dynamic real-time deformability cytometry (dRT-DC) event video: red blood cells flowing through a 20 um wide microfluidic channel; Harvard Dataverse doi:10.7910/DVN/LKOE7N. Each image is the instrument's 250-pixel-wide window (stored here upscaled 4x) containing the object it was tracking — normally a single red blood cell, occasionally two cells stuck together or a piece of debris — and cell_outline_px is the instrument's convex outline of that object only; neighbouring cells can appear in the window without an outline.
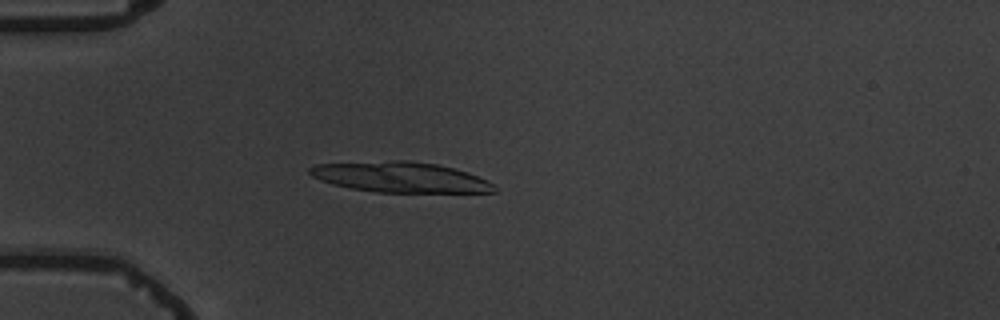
{"species": "common noctule bat (a hibernating species)", "species_latin": "Nyctalus noctula", "temperature_condition": "warm", "stored_images_in_passage": 6, "camera_frame_rate_fps": 3000, "um_per_image_px": 0.085, "animal": {"sex": "male", "body_mass_g": 19.5, "forearm_length_mm": 54.6}, "frame": {"image": 1, "passage_image": 5, "time_ms": 4.667, "image_size_px": [1000, 320], "cell_outline_px": [[496, 192], [376, 192], [348, 188], [332, 184], [320, 180], [312, 176], [308, 172], [308, 168], [316, 164], [392, 160], [408, 160], [436, 164], [468, 172], [488, 180], [496, 188]], "centroid_in_image_um": [34.0, 15.05], "position_along_channel_um": 51.0, "area_um2": 32.77}}